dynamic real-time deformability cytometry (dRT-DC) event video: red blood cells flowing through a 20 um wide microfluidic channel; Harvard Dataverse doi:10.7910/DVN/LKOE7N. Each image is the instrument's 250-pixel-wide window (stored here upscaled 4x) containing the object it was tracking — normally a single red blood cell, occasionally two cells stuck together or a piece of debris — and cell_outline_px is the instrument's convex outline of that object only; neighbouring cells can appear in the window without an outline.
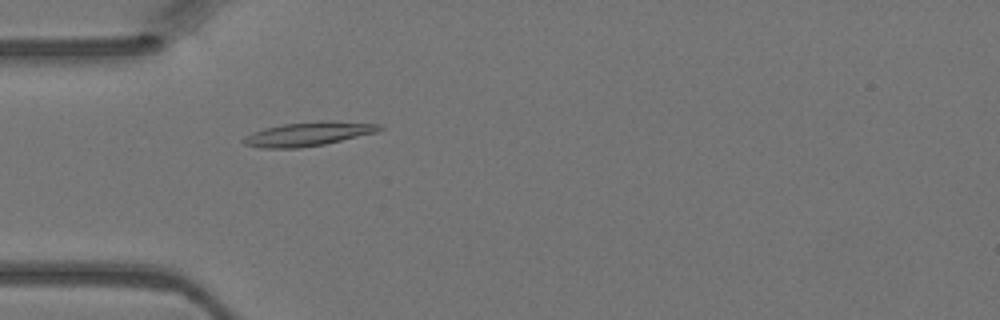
{"species": "Egyptian fruit bat (a non-hibernating species)", "species_latin": "Rousettus aegyptiacus", "temperature_condition": "warm", "stored_images_in_passage": 4, "camera_frame_rate_fps": 3000, "um_per_image_px": 0.085, "animal": {"sex": "female"}, "frame": {"image": 1, "passage_image": 4, "time_ms": 1.0, "image_size_px": [1000, 320], "cell_outline_px": [[384, 128], [376, 132], [324, 144], [300, 148], [260, 148], [244, 144], [240, 140], [252, 132], [264, 128], [284, 124], [324, 120], [332, 120], [380, 124]], "centroid_in_image_um": [26.19, 11.38], "position_along_channel_um": 58.8, "area_um2": 19.02}}